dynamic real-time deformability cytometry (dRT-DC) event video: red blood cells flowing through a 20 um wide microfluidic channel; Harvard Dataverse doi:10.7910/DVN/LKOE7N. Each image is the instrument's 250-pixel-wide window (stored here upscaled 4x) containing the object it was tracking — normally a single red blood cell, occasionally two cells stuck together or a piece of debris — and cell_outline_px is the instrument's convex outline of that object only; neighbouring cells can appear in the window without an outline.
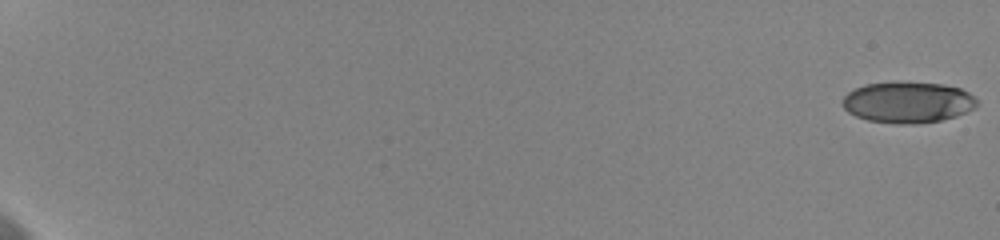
{"species": "human", "species_latin": "Homo sapiens", "temperature_condition": "cold", "stored_images_in_passage": 59, "camera_frame_rate_fps": 3000, "um_per_image_px": 0.085, "donor": {"sex": "female"}, "frame": {"image": 1, "passage_image": 1, "time_ms": 0.0, "image_size_px": [1000, 240], "cell_outline_px": [[976, 104], [972, 108], [956, 116], [940, 120], [912, 124], [896, 124], [868, 120], [856, 116], [848, 112], [844, 108], [844, 96], [848, 92], [864, 84], [900, 80], [940, 84], [960, 88], [968, 92], [976, 100]], "centroid_in_image_um": [77.12, 8.67], "position_along_channel_um": 7.9, "area_um2": 32.25}}
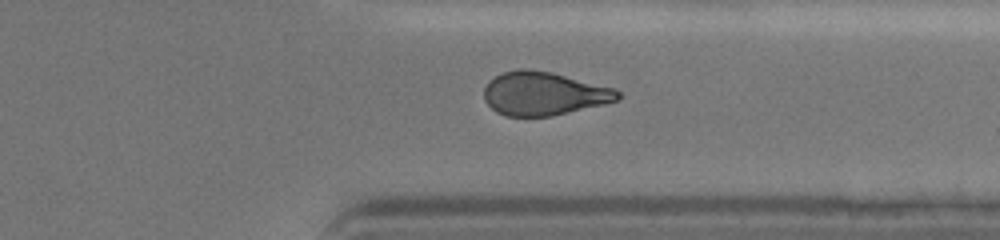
{"frame": {"image": 2, "passage_image": 49, "time_ms": 16.0, "image_size_px": [1000, 240], "cell_outline_px": [[620, 100], [604, 104], [552, 116], [504, 116], [496, 112], [484, 100], [484, 88], [488, 80], [504, 72], [520, 68], [528, 68], [552, 72], [616, 88], [620, 92]], "centroid_in_image_um": [46.23, 7.95], "position_along_channel_um": 365.2, "area_um2": 34.16}}
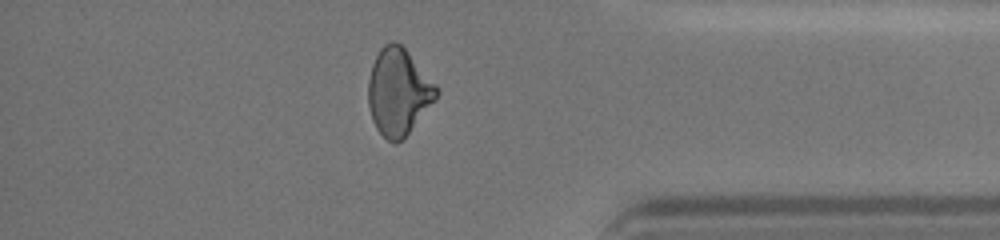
{"frame": {"image": 3, "passage_image": 53, "time_ms": 17.333, "image_size_px": [1000, 240], "cell_outline_px": [[440, 92], [436, 100], [404, 140], [396, 144], [388, 140], [376, 128], [372, 120], [368, 104], [368, 80], [372, 64], [380, 48], [384, 44], [392, 40], [400, 44], [408, 52], [440, 88]], "centroid_in_image_um": [33.89, 7.83], "position_along_channel_um": 401.3, "area_um2": 34.91}, "authors_computed_cell_mechanics": {"area_um2": 33.813, "velocity_mm_per_s": 3.6464, "shape_relaxation_time_tau1_ms": 8.4759, "shape_relaxation_time_tau2_ms": 2.9719, "deformation_change_tau1": 0.1855, "deformation_change_tau2": 0.1009}}